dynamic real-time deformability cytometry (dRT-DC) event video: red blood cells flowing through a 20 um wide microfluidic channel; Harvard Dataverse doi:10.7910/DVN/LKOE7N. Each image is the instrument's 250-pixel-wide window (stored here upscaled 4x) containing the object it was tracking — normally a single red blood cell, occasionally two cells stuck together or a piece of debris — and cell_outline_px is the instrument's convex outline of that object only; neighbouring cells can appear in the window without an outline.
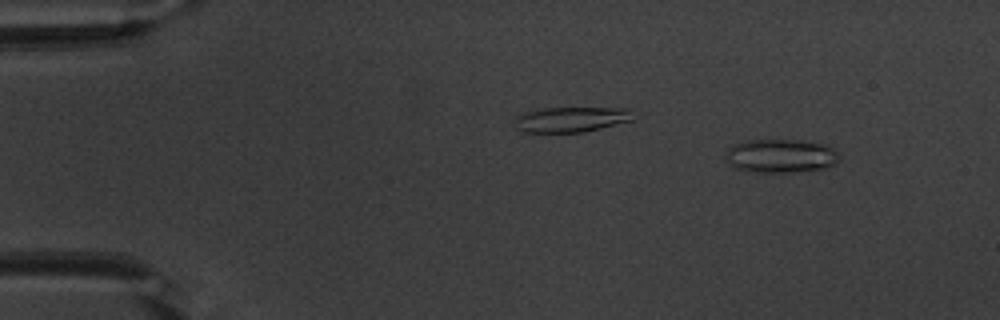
{"species": "common noctule bat (a hibernating species)", "species_latin": "Nyctalus noctula", "temperature_condition": "warm", "stored_images_in_passage": 53, "camera_frame_rate_fps": 3000, "um_per_image_px": 0.085, "animal": {"sex": "male", "body_mass_g": 20.1, "forearm_length_mm": 53.5}, "frame": {"image": 1, "passage_image": 5, "time_ms": 1.333, "image_size_px": [1000, 320], "cell_outline_px": [[836, 164], [828, 168], [792, 172], [752, 172], [736, 168], [728, 164], [724, 156], [728, 148], [732, 144], [744, 140], [804, 140], [824, 144], [832, 148], [836, 152]], "centroid_in_image_um": [66.3, 13.25], "position_along_channel_um": 18.7, "area_um2": 22.48}}
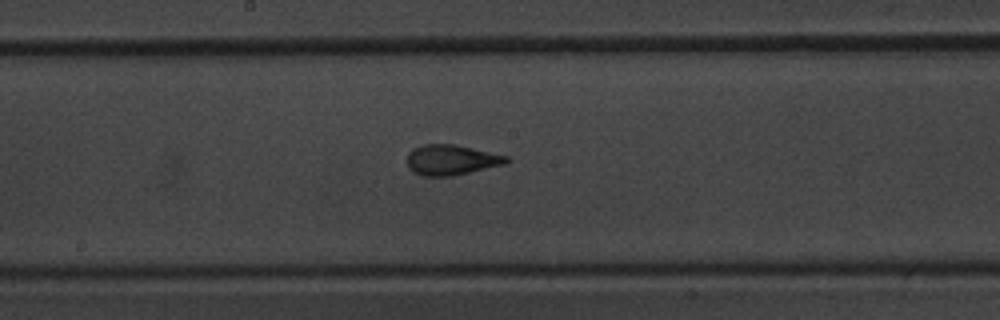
{"frame": {"image": 2, "passage_image": 28, "time_ms": 9.0, "image_size_px": [1000, 320], "cell_outline_px": [[508, 164], [452, 176], [420, 176], [412, 172], [408, 168], [408, 152], [412, 148], [424, 144], [456, 144], [508, 156]], "centroid_in_image_um": [38.35, 13.59], "position_along_channel_um": 209.8, "area_um2": 17.8}}
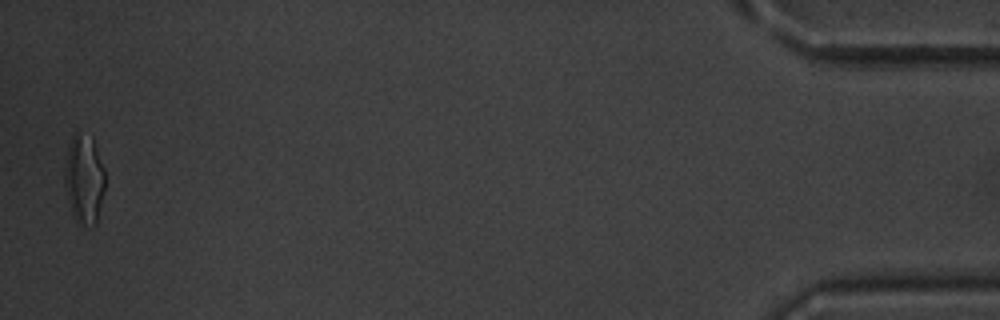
{"frame": {"image": 3, "passage_image": 52, "time_ms": 17.0, "image_size_px": [1000, 320], "cell_outline_px": [[104, 192], [96, 224], [92, 228], [84, 224], [72, 212], [64, 184], [64, 172], [68, 148], [72, 136], [76, 132], [92, 136], [104, 168]], "centroid_in_image_um": [7.17, 15.19], "position_along_channel_um": 428.0, "area_um2": 20.69}, "authors_computed_cell_mechanics": {"area_um2": 17.5712, "velocity_mm_per_s": 3.8052, "shape_relaxation_time_tau1_ms": 5.1196, "shape_relaxation_time_tau2_ms": 1.2112, "deformation_change_tau1": 0.1799, "deformation_change_tau2": 0.0707}}